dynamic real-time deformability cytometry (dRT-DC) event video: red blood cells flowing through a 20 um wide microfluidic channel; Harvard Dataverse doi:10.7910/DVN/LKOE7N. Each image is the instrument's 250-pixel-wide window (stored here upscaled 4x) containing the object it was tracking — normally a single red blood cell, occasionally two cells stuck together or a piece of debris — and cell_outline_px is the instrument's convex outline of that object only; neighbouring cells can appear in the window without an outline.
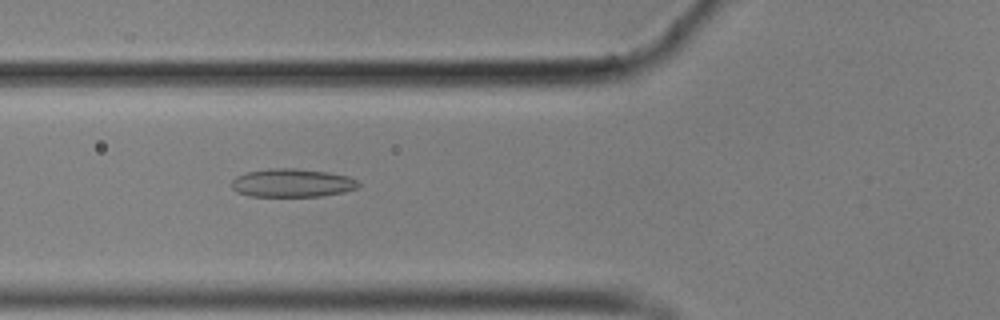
{"species": "common noctule bat (a hibernating species)", "species_latin": "Nyctalus noctula", "temperature_condition": "cold", "stored_images_in_passage": 56, "camera_frame_rate_fps": 3000, "um_per_image_px": 0.085, "animal": {"sex": "male", "body_mass_g": 17.9}, "frame": {"image": 1, "passage_image": 20, "time_ms": 6.333, "image_size_px": [1000, 320], "cell_outline_px": [[360, 188], [344, 192], [324, 196], [248, 196], [236, 192], [232, 188], [232, 180], [236, 176], [244, 172], [268, 168], [296, 168], [328, 172], [348, 176], [356, 180], [360, 184]], "centroid_in_image_um": [24.83, 15.54], "position_along_channel_um": 101.0, "area_um2": 21.27}}
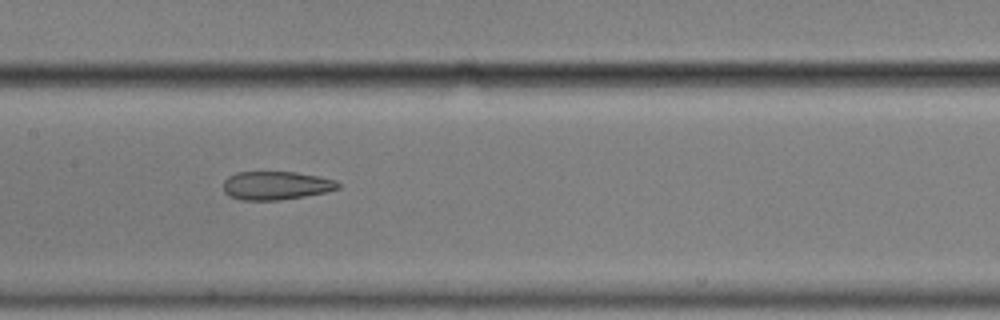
{"frame": {"image": 2, "passage_image": 27, "time_ms": 8.667, "image_size_px": [1000, 320], "cell_outline_px": [[340, 188], [328, 192], [280, 200], [240, 200], [228, 196], [224, 192], [224, 180], [228, 176], [236, 172], [296, 172], [320, 176], [336, 180], [340, 184]], "centroid_in_image_um": [23.47, 15.77], "position_along_channel_um": 183.9, "area_um2": 19.25}}
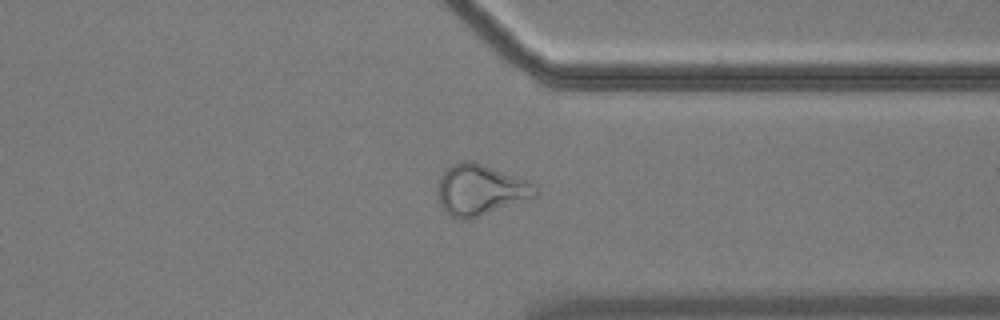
{"frame": {"image": 3, "passage_image": 43, "time_ms": 14.0, "image_size_px": [1000, 320], "cell_outline_px": [[540, 192], [536, 196], [468, 220], [460, 220], [444, 212], [440, 204], [440, 176], [452, 164], [460, 160], [472, 160], [536, 184], [540, 188]], "centroid_in_image_um": [40.85, 16.14], "position_along_channel_um": 370.5, "area_um2": 28.61}, "authors_computed_cell_mechanics": {"area_um2": 21.6172, "velocity_mm_per_s": 3.5236, "shape_relaxation_time_tau1_ms": null, "shape_relaxation_time_tau2_ms": 3.4679, "deformation_change_tau1": null, "deformation_change_tau2": 0.1175}}